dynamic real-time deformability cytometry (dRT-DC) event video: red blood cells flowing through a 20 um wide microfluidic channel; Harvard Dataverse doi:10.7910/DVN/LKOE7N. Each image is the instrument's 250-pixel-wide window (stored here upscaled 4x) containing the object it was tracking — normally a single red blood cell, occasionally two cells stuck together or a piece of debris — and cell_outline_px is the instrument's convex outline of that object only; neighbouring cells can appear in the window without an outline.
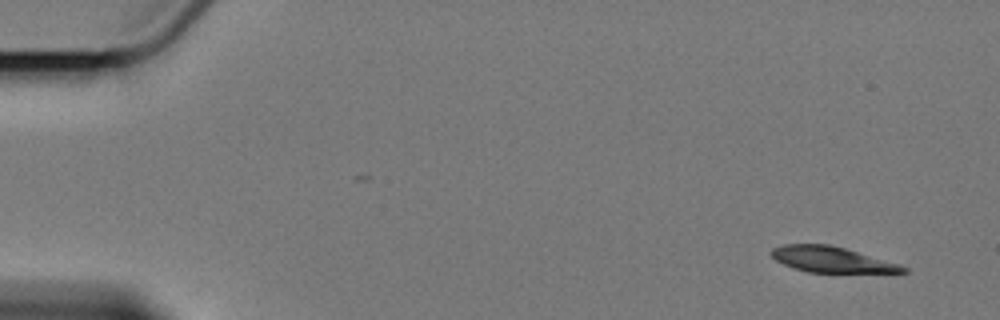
{"species": "Egyptian fruit bat (a non-hibernating species)", "species_latin": "Rousettus aegyptiacus", "temperature_condition": "cold", "stored_images_in_passage": 6, "camera_frame_rate_fps": 3000, "um_per_image_px": 0.085, "animal": {"sex": "female"}, "frame": {"image": 1, "passage_image": 1, "time_ms": 0.0, "image_size_px": [1000, 320], "cell_outline_px": [[908, 272], [808, 272], [784, 264], [776, 260], [768, 252], [772, 248], [784, 244], [828, 244], [844, 248], [900, 264], [908, 268]], "centroid_in_image_um": [70.66, 22.05], "position_along_channel_um": 14.3, "area_um2": 19.42}}
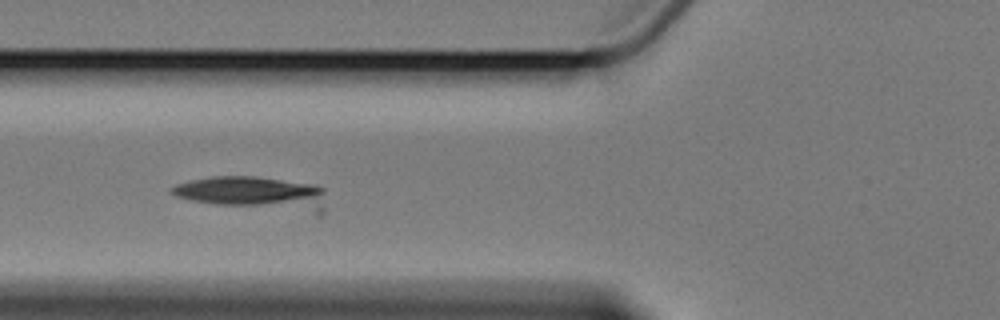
{"frame": {"image": 2, "passage_image": 5, "time_ms": 6.333, "image_size_px": [1000, 320], "cell_outline_px": [[324, 212], [320, 216], [316, 216], [216, 204], [192, 200], [176, 196], [168, 192], [168, 188], [176, 184], [192, 180], [212, 176], [252, 176], [312, 184], [324, 188]], "centroid_in_image_um": [21.65, 16.47], "position_along_channel_um": 104.2, "area_um2": 30.75}}